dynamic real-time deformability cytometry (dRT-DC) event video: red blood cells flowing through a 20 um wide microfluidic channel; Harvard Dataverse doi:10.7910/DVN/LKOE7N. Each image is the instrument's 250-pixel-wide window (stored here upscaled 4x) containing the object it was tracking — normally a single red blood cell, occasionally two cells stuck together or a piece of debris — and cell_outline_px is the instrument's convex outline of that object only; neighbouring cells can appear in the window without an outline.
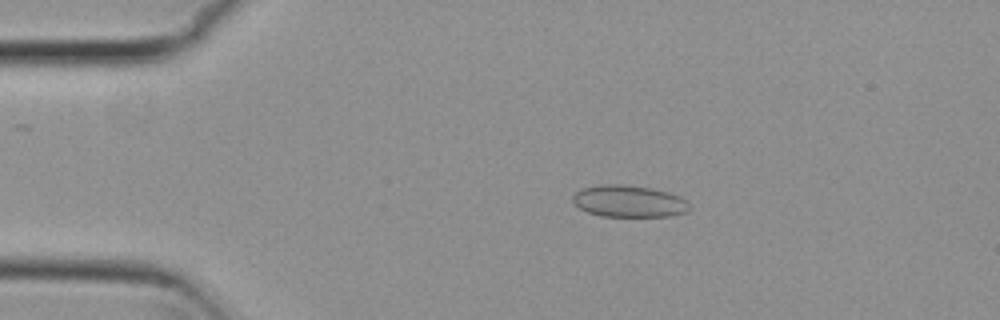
{"species": "common noctule bat (a hibernating species)", "species_latin": "Nyctalus noctula", "temperature_condition": "cold", "stored_images_in_passage": 5, "camera_frame_rate_fps": 3000, "um_per_image_px": 0.085, "animal": {"sex": "female", "body_mass_g": 29.2, "forearm_length_mm": 56.3}, "frame": {"image": 1, "passage_image": 3, "time_ms": 0.667, "image_size_px": [1000, 320], "cell_outline_px": [[692, 208], [688, 212], [672, 216], [600, 216], [588, 212], [580, 208], [572, 200], [572, 196], [580, 188], [600, 184], [620, 184], [652, 188], [668, 192], [680, 196]], "centroid_in_image_um": [53.46, 17.1], "position_along_channel_um": 31.5, "area_um2": 21.79}}
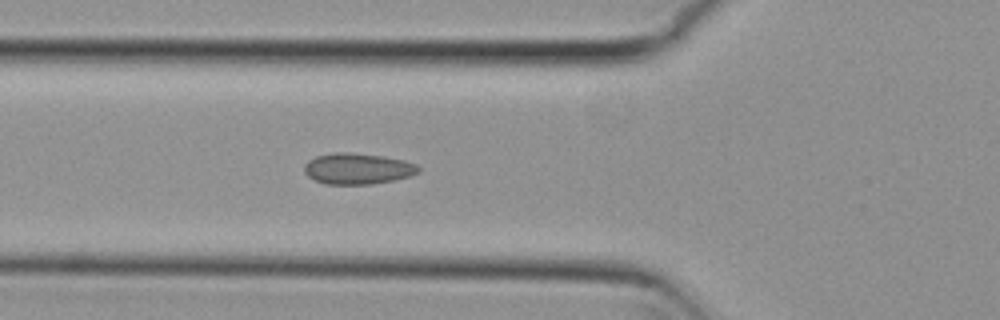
{"frame": {"image": 2, "passage_image": 5, "time_ms": 1.333, "image_size_px": [1000, 320], "cell_outline_px": [[420, 172], [408, 176], [392, 180], [372, 184], [324, 184], [308, 176], [304, 172], [304, 164], [308, 160], [316, 156], [336, 152], [348, 152], [384, 156], [404, 160], [416, 164], [420, 168]], "centroid_in_image_um": [30.38, 14.33], "position_along_channel_um": 95.4, "area_um2": 20.63}}